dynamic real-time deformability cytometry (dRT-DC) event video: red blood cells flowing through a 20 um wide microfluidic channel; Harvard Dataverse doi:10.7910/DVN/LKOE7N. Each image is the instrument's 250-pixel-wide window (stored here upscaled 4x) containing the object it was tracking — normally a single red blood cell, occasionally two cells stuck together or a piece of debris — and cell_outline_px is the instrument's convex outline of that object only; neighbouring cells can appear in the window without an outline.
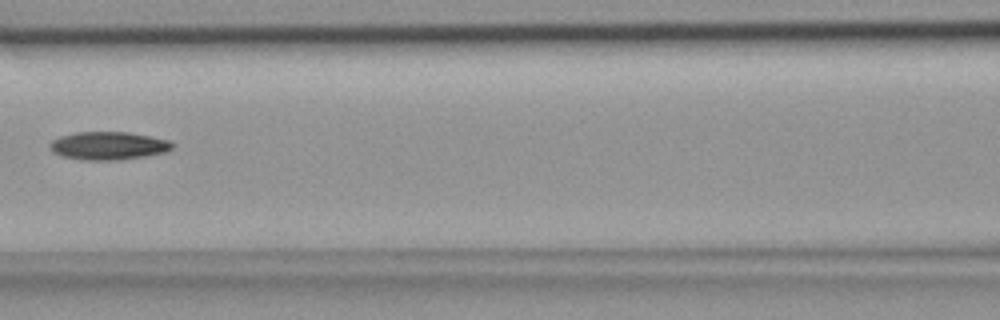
{"species": "common noctule bat (a hibernating species)", "species_latin": "Nyctalus noctula", "temperature_condition": "room temperature", "stored_images_in_passage": 6, "camera_frame_rate_fps": 3000, "um_per_image_px": 0.085, "animal": {"sex": "female", "body_mass_g": 18.4}, "frame": {"image": 1, "passage_image": 6, "time_ms": 1.667, "image_size_px": [1000, 320], "cell_outline_px": [[176, 144], [168, 152], [120, 160], [80, 160], [64, 156], [52, 152], [48, 144], [52, 140], [60, 136], [76, 132], [128, 132], [172, 140]], "centroid_in_image_um": [9.25, 12.38], "position_along_channel_um": 157.4, "area_um2": 20.29}}